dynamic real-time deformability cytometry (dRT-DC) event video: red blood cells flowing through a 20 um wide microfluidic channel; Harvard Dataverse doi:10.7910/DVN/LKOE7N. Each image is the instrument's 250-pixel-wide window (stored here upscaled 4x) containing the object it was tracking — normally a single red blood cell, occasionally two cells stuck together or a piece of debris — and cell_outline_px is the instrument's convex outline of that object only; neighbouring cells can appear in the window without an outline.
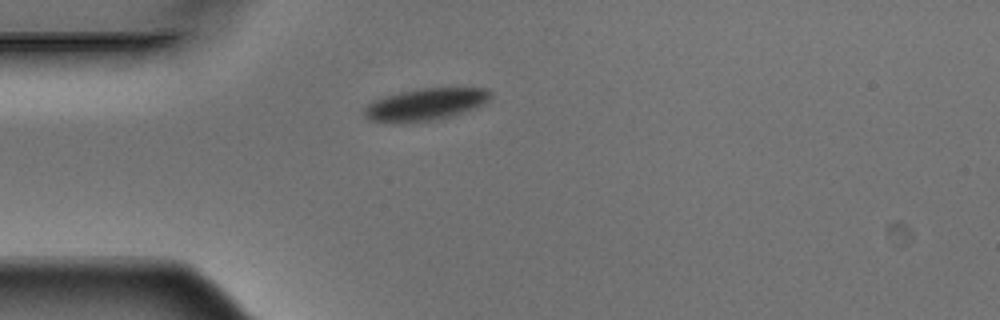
{"species": "Egyptian fruit bat (a non-hibernating species)", "species_latin": "Rousettus aegyptiacus", "temperature_condition": "warm", "stored_images_in_passage": 3, "camera_frame_rate_fps": 3000, "um_per_image_px": 0.085, "animal": {"sex": "male"}, "frame": {"image": 1, "passage_image": 2, "time_ms": 0.333, "image_size_px": [1000, 320], "cell_outline_px": [[492, 96], [488, 100], [476, 108], [452, 116], [432, 120], [372, 120], [364, 116], [364, 108], [368, 104], [384, 96], [400, 92], [420, 88], [488, 88], [492, 92]], "centroid_in_image_um": [36.26, 8.82], "position_along_channel_um": 48.7, "area_um2": 22.83}}